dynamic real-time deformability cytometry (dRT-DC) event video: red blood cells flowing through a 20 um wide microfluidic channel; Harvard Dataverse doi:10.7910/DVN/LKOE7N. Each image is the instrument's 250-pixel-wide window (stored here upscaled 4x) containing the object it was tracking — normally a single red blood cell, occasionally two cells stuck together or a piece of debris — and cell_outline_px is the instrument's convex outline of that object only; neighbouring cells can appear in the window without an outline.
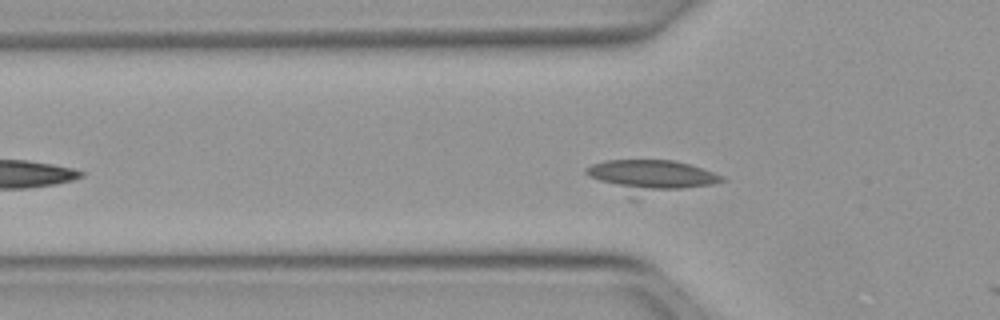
{"species": "Egyptian fruit bat (a non-hibernating species)", "species_latin": "Rousettus aegyptiacus", "temperature_condition": "warm", "stored_images_in_passage": 10, "camera_frame_rate_fps": 3000, "um_per_image_px": 0.085, "animal": {"sex": "female"}, "frame": {"image": 1, "passage_image": 9, "time_ms": 2.667, "image_size_px": [1000, 320], "cell_outline_px": [[724, 180], [712, 184], [636, 200], [628, 200], [588, 176], [584, 172], [584, 168], [592, 164], [604, 160], [672, 160], [688, 164], [724, 176]], "centroid_in_image_um": [55.19, 15.06], "position_along_channel_um": 70.6, "area_um2": 26.93}}